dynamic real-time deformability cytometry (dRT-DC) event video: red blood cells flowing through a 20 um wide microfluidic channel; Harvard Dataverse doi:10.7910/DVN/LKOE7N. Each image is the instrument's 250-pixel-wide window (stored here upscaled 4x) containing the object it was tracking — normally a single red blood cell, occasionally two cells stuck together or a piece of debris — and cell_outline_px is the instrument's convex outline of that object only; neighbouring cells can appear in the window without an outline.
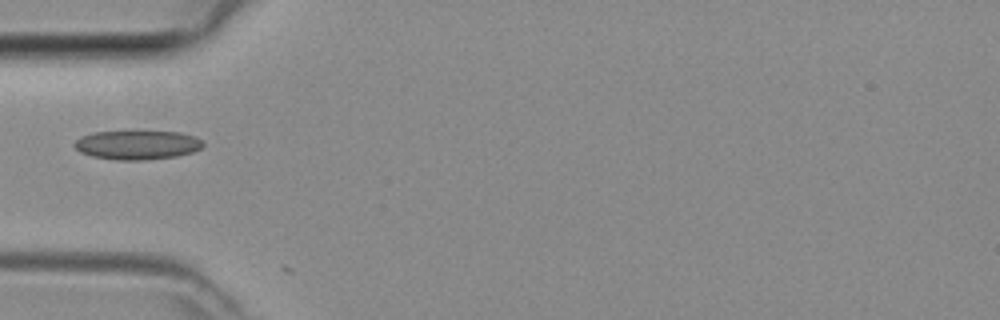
{"species": "common noctule bat (a hibernating species)", "species_latin": "Nyctalus noctula", "temperature_condition": "room temperature", "stored_images_in_passage": 11, "camera_frame_rate_fps": 3000, "um_per_image_px": 0.085, "animal": {"sex": "female", "body_mass_g": 29.2, "forearm_length_mm": 56.3}, "frame": {"image": 1, "passage_image": 1, "time_ms": 0.0, "image_size_px": [1000, 320], "cell_outline_px": [[204, 144], [200, 148], [192, 152], [176, 156], [140, 160], [116, 160], [92, 156], [80, 152], [72, 144], [80, 136], [92, 132], [180, 132], [196, 136]], "centroid_in_image_um": [11.63, 12.32], "position_along_channel_um": 73.4, "area_um2": 21.62}}
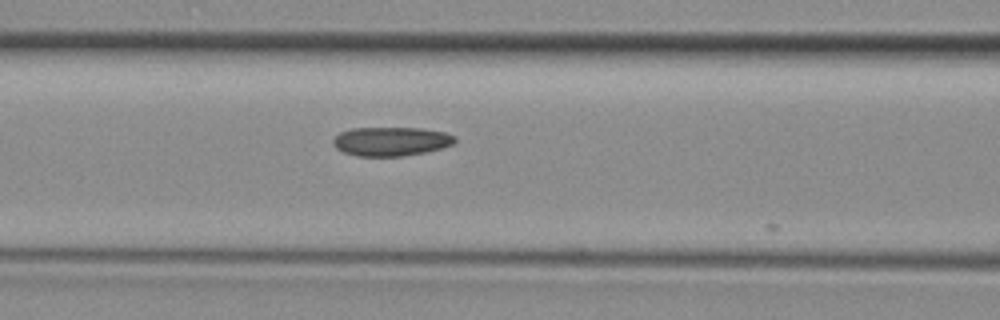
{"frame": {"image": 2, "passage_image": 5, "time_ms": 1.333, "image_size_px": [1000, 320], "cell_outline_px": [[456, 140], [452, 144], [440, 148], [424, 152], [400, 156], [356, 156], [344, 152], [336, 148], [332, 144], [332, 140], [340, 132], [352, 128], [420, 128], [444, 132], [456, 136]], "centroid_in_image_um": [33.21, 12.01], "position_along_channel_um": 133.4, "area_um2": 20.46}}
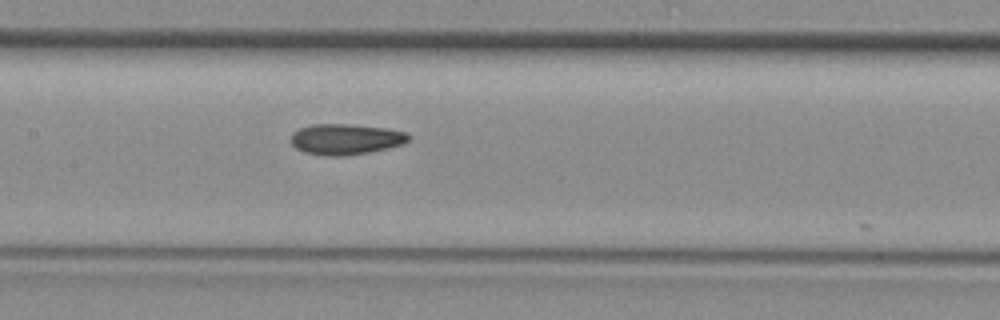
{"frame": {"image": 3, "passage_image": 8, "time_ms": 2.333, "image_size_px": [1000, 320], "cell_outline_px": [[408, 140], [404, 144], [388, 148], [368, 152], [344, 156], [332, 156], [304, 152], [296, 148], [292, 144], [292, 132], [300, 128], [312, 124], [344, 124], [384, 128], [408, 132]], "centroid_in_image_um": [29.38, 11.83], "position_along_channel_um": 178.0, "area_um2": 20.87}}